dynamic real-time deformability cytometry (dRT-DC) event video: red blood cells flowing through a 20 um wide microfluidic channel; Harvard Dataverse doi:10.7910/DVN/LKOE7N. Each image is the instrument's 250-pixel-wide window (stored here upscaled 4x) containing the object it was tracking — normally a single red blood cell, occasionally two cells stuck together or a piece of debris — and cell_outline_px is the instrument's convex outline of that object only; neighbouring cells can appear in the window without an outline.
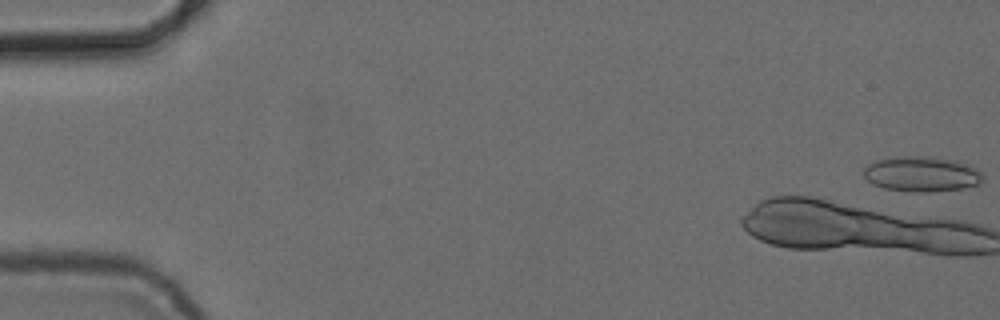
{"species": "common noctule bat (a hibernating species)", "species_latin": "Nyctalus noctula", "temperature_condition": "cold", "stored_images_in_passage": 6, "camera_frame_rate_fps": 3000, "um_per_image_px": 0.085, "animal": {"sex": "female", "body_mass_g": 24.6, "forearm_length_mm": 56.2}, "frame": {"image": 1, "passage_image": 1, "time_ms": 0.0, "image_size_px": [1000, 320], "cell_outline_px": [[984, 180], [980, 184], [964, 188], [928, 192], [912, 192], [884, 188], [872, 184], [864, 176], [864, 168], [868, 164], [876, 160], [888, 156], [928, 156], [956, 160], [968, 164], [976, 168], [984, 176]], "centroid_in_image_um": [78.35, 14.78], "position_along_channel_um": 6.7, "area_um2": 24.85}}